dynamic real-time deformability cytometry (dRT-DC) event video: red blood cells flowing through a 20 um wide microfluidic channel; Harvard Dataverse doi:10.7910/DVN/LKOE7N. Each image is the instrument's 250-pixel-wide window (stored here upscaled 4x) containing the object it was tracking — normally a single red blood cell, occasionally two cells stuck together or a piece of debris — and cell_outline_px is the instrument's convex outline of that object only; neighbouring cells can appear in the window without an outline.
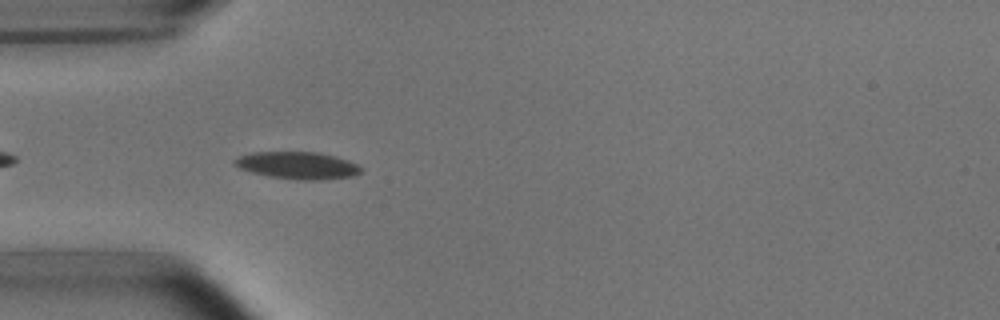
{"species": "common noctule bat (a hibernating species)", "species_latin": "Nyctalus noctula", "temperature_condition": "room temperature", "stored_images_in_passage": 40, "camera_frame_rate_fps": 3000, "um_per_image_px": 0.085, "animal": {"sex": "male", "body_mass_g": 15.6}, "frame": {"image": 1, "passage_image": 3, "time_ms": 0.667, "image_size_px": [1000, 320], "cell_outline_px": [[364, 168], [360, 172], [352, 176], [324, 180], [300, 180], [268, 176], [252, 172], [240, 168], [232, 164], [232, 160], [240, 156], [252, 152], [316, 152], [336, 156], [348, 160]], "centroid_in_image_um": [25.3, 14.06], "position_along_channel_um": 59.7, "area_um2": 20.11}}
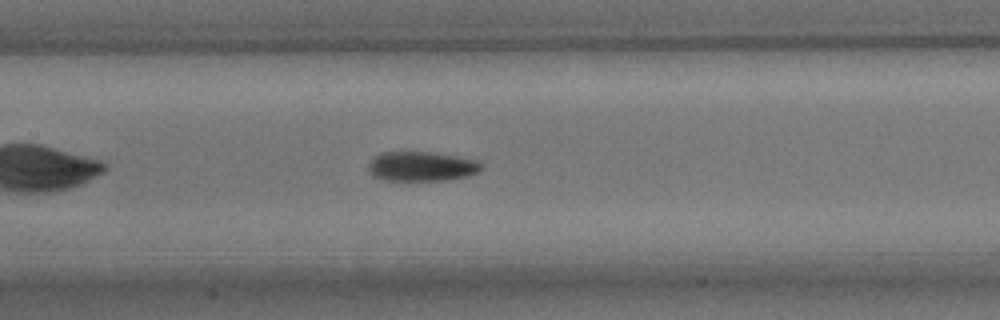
{"frame": {"image": 2, "passage_image": 12, "time_ms": 3.667, "image_size_px": [1000, 320], "cell_outline_px": [[484, 168], [468, 176], [444, 180], [380, 180], [372, 176], [368, 172], [368, 164], [380, 152], [428, 152], [452, 156], [472, 160], [480, 164]], "centroid_in_image_um": [35.74, 14.16], "position_along_channel_um": 171.7, "area_um2": 19.19}}
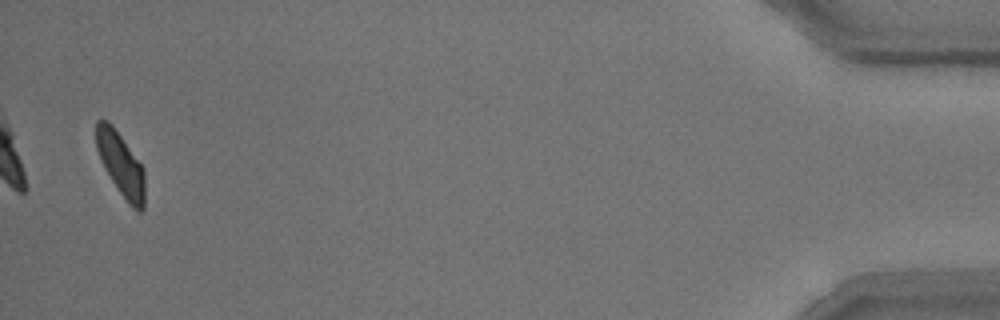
{"frame": {"image": 3, "passage_image": 39, "time_ms": 12.667, "image_size_px": [1000, 320], "cell_outline_px": [[144, 208], [140, 212], [136, 212], [128, 204], [104, 168], [100, 160], [96, 148], [96, 120], [108, 120], [112, 124], [144, 168]], "centroid_in_image_um": [10.27, 13.98], "position_along_channel_um": 424.9, "area_um2": 17.98}, "authors_computed_cell_mechanics": {"area_um2": 19.2185, "velocity_mm_per_s": 3.7778, "shape_relaxation_time_tau1_ms": 3.2359, "shape_relaxation_time_tau2_ms": 3.2282, "deformation_change_tau1": 0.1336, "deformation_change_tau2": 0.0935}}